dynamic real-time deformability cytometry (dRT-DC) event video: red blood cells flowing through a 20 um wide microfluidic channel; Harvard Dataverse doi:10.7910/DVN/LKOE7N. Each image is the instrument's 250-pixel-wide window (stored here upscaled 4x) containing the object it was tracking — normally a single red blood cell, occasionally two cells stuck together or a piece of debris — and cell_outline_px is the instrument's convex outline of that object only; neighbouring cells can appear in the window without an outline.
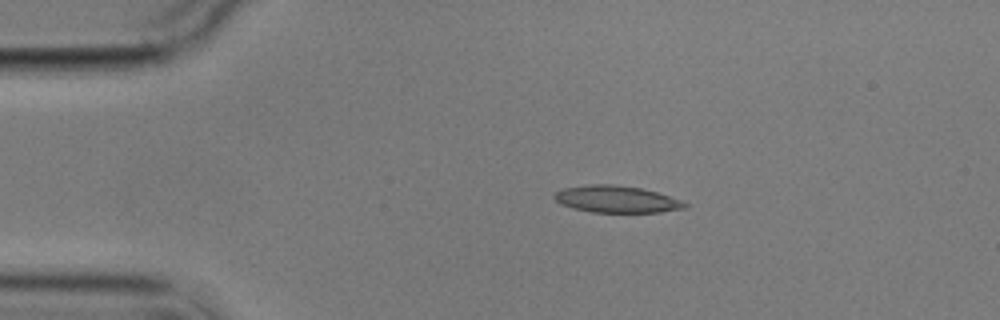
{"species": "common noctule bat (a hibernating species)", "species_latin": "Nyctalus noctula", "temperature_condition": "cold", "stored_images_in_passage": 7, "camera_frame_rate_fps": 3000, "um_per_image_px": 0.085, "animal": {"sex": "male", "body_mass_g": 17.9}, "frame": {"image": 1, "passage_image": 1, "time_ms": 0.0, "image_size_px": [1000, 320], "cell_outline_px": [[688, 208], [660, 212], [592, 212], [572, 208], [560, 204], [552, 196], [556, 192], [564, 188], [588, 184], [612, 184], [640, 188], [656, 192], [680, 200], [688, 204]], "centroid_in_image_um": [52.38, 16.93], "position_along_channel_um": 32.6, "area_um2": 20.4}}
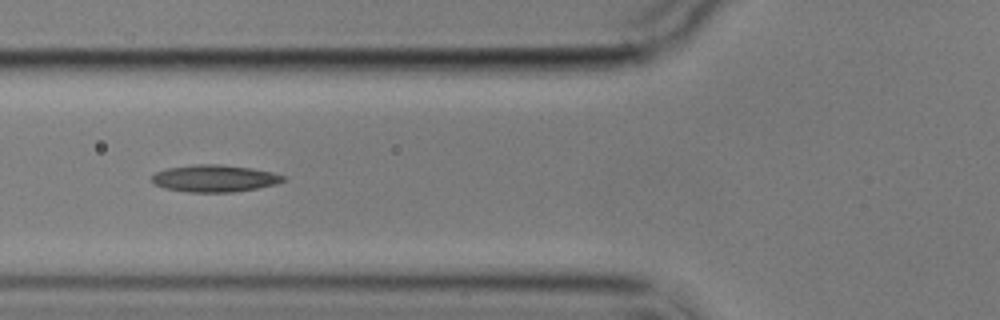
{"frame": {"image": 2, "passage_image": 4, "time_ms": 3.333, "image_size_px": [1000, 320], "cell_outline_px": [[288, 180], [276, 184], [256, 188], [232, 192], [188, 192], [164, 188], [156, 184], [152, 180], [152, 176], [156, 172], [168, 168], [196, 164], [220, 164], [252, 168], [272, 172], [288, 176]], "centroid_in_image_um": [18.3, 15.16], "position_along_channel_um": 107.5, "area_um2": 20.75}}
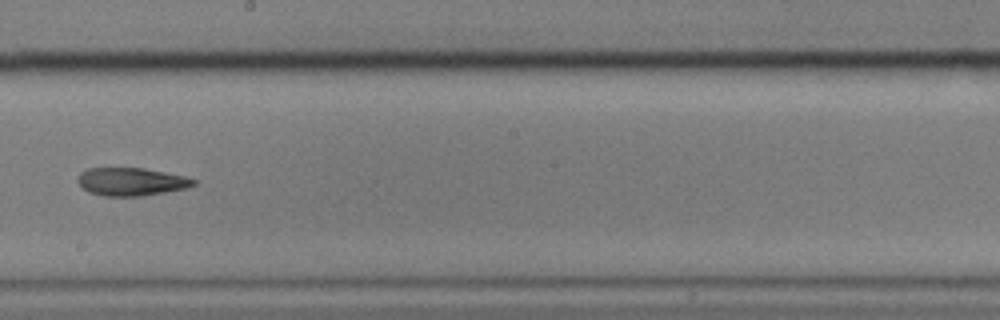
{"frame": {"image": 3, "passage_image": 7, "time_ms": 7.0, "image_size_px": [1000, 320], "cell_outline_px": [[196, 184], [184, 188], [164, 192], [140, 196], [104, 196], [88, 192], [76, 180], [80, 172], [88, 168], [144, 168], [184, 176], [196, 180]], "centroid_in_image_um": [11.12, 15.44], "position_along_channel_um": 237.1, "area_um2": 18.73}}